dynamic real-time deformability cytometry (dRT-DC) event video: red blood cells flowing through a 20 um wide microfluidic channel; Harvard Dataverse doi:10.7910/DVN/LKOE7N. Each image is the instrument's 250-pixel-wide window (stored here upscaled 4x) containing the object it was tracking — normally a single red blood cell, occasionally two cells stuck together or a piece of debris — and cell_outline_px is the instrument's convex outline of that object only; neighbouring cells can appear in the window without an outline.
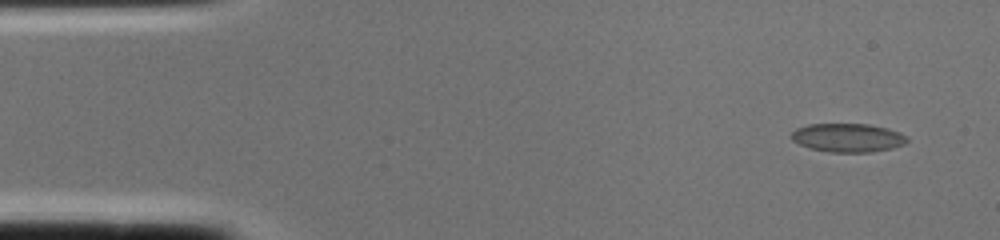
{"species": "common noctule bat (a hibernating species)", "species_latin": "Nyctalus noctula", "temperature_condition": "cold", "stored_images_in_passage": 2, "camera_frame_rate_fps": 3000, "um_per_image_px": 0.085, "animal": {"sex": "female", "body_mass_g": 22.0, "forearm_length_mm": 56.7}, "frame": {"image": 1, "passage_image": 1, "time_ms": 0.0, "image_size_px": [1000, 240], "cell_outline_px": [[908, 140], [904, 144], [892, 148], [872, 152], [828, 152], [808, 148], [792, 140], [788, 136], [796, 128], [808, 124], [868, 124], [888, 128], [900, 132], [908, 136]], "centroid_in_image_um": [72.05, 11.7], "position_along_channel_um": 13.0, "area_um2": 19.54}}
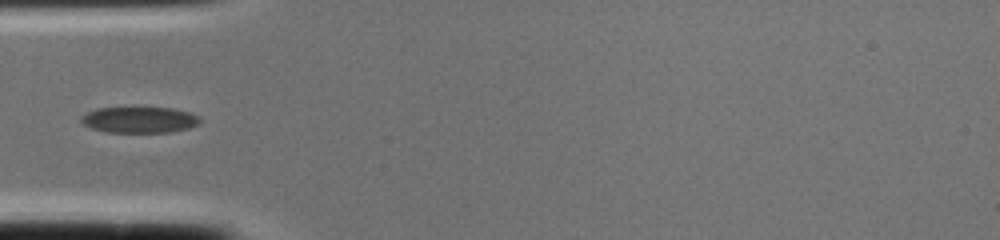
{"frame": {"image": 2, "passage_image": 2, "time_ms": 0.333, "image_size_px": [1000, 240], "cell_outline_px": [[200, 124], [188, 128], [172, 132], [104, 132], [92, 128], [84, 124], [80, 120], [80, 116], [96, 108], [172, 108], [188, 112], [200, 116]], "centroid_in_image_um": [11.86, 10.19], "position_along_channel_um": 73.1, "area_um2": 18.03}}